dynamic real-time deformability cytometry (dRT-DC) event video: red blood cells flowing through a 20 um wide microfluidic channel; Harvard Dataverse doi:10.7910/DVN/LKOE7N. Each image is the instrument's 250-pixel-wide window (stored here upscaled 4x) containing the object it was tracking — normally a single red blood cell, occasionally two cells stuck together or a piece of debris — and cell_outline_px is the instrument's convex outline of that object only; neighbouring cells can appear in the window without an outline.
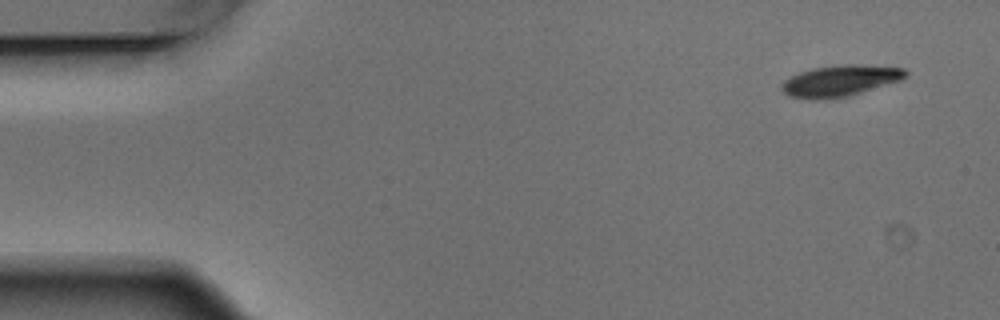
{"species": "Egyptian fruit bat (a non-hibernating species)", "species_latin": "Rousettus aegyptiacus", "temperature_condition": "warm", "stored_images_in_passage": 5, "camera_frame_rate_fps": 3000, "um_per_image_px": 0.085, "animal": {"sex": "male"}, "frame": {"image": 1, "passage_image": 1, "time_ms": 0.0, "image_size_px": [1000, 320], "cell_outline_px": [[908, 76], [900, 80], [860, 92], [844, 96], [824, 100], [816, 100], [788, 96], [784, 92], [784, 80], [800, 72], [812, 68], [840, 64], [856, 64], [904, 68], [908, 72]], "centroid_in_image_um": [71.42, 6.85], "position_along_channel_um": 13.6, "area_um2": 22.2}}
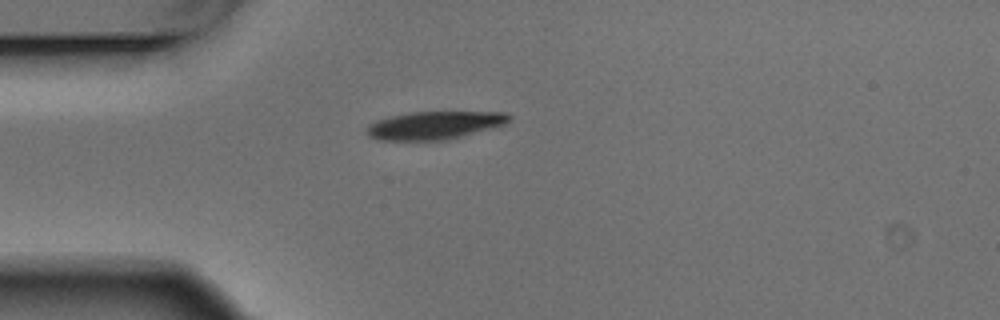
{"frame": {"image": 2, "passage_image": 4, "time_ms": 1.0, "image_size_px": [1000, 320], "cell_outline_px": [[512, 116], [504, 124], [492, 128], [448, 140], [380, 140], [368, 136], [368, 124], [376, 120], [408, 112], [504, 112]], "centroid_in_image_um": [36.93, 10.65], "position_along_channel_um": 48.1, "area_um2": 23.06}}